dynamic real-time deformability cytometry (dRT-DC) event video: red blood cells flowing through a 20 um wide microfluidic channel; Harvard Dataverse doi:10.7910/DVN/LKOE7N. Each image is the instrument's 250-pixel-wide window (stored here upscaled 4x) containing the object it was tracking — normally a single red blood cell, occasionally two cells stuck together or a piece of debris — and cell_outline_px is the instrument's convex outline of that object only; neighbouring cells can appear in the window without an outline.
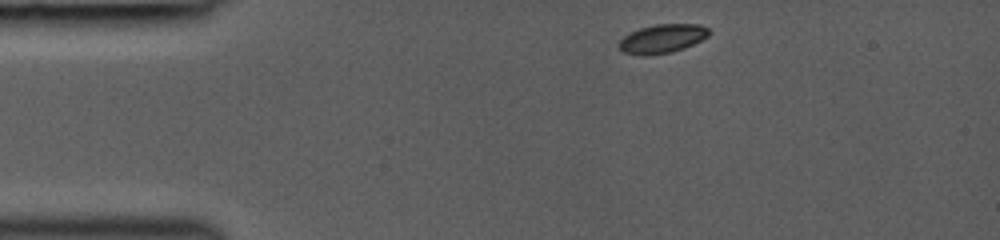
{"species": "common noctule bat (a hibernating species)", "species_latin": "Nyctalus noctula", "temperature_condition": "room temperature", "stored_images_in_passage": 12, "camera_frame_rate_fps": 3000, "um_per_image_px": 0.085, "animal": {"sex": "female", "body_mass_g": 19.0, "forearm_length_mm": 53.3}, "frame": {"image": 1, "passage_image": 1, "time_ms": 0.0, "image_size_px": [1000, 240], "cell_outline_px": [[712, 32], [708, 36], [684, 48], [672, 52], [648, 56], [640, 56], [624, 52], [620, 48], [620, 40], [624, 36], [640, 28], [656, 24], [700, 24], [708, 28]], "centroid_in_image_um": [56.32, 3.29], "position_along_channel_um": 28.7, "area_um2": 15.09}}
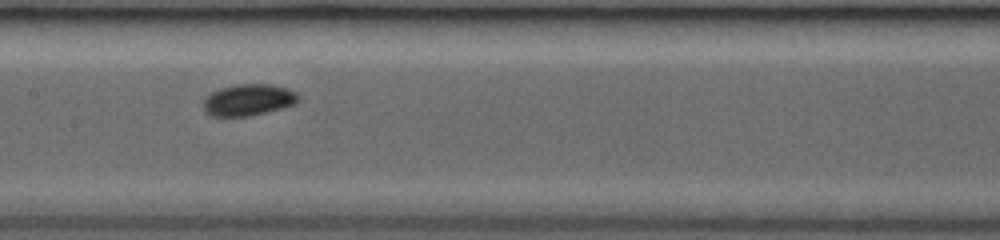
{"frame": {"image": 2, "passage_image": 9, "time_ms": 5.0, "image_size_px": [1000, 240], "cell_outline_px": [[300, 100], [296, 104], [248, 116], [212, 116], [204, 108], [204, 96], [220, 88], [236, 84], [272, 84], [288, 88], [296, 92], [300, 96]], "centroid_in_image_um": [21.14, 8.47], "position_along_channel_um": 186.3, "area_um2": 17.46}}
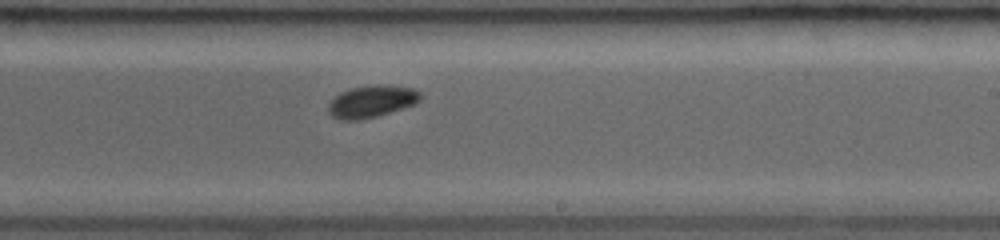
{"frame": {"image": 3, "passage_image": 12, "time_ms": 6.667, "image_size_px": [1000, 240], "cell_outline_px": [[420, 100], [412, 104], [376, 116], [360, 120], [340, 120], [332, 116], [328, 112], [328, 104], [340, 92], [352, 88], [376, 84], [384, 84], [412, 88], [420, 92]], "centroid_in_image_um": [31.54, 8.61], "position_along_channel_um": 257.5, "area_um2": 16.94}}